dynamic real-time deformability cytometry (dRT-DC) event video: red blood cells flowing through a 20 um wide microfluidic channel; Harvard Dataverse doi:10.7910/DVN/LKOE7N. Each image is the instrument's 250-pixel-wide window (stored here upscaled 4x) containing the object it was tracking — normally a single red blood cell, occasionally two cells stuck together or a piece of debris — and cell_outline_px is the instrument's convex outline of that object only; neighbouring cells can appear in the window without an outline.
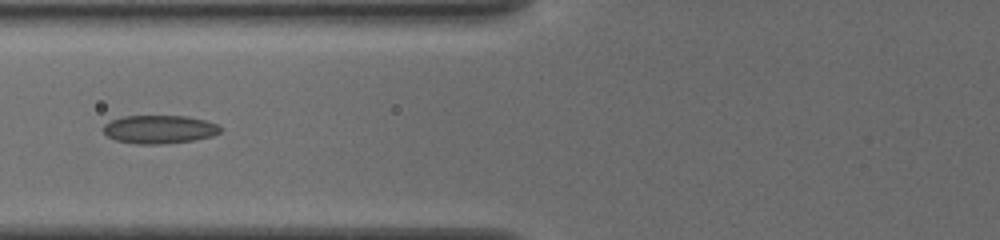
{"species": "common noctule bat (a hibernating species)", "species_latin": "Nyctalus noctula", "temperature_condition": "cold", "stored_images_in_passage": 21, "camera_frame_rate_fps": 3000, "um_per_image_px": 0.085, "animal": {"sex": "female", "body_mass_g": 19.5, "forearm_length_mm": 54.1}, "frame": {"image": 1, "passage_image": 15, "time_ms": 4.667, "image_size_px": [1000, 240], "cell_outline_px": [[220, 132], [212, 136], [192, 140], [160, 144], [136, 144], [116, 140], [108, 136], [104, 132], [104, 124], [112, 120], [124, 116], [188, 116], [204, 120], [216, 124], [220, 128]], "centroid_in_image_um": [13.53, 10.99], "position_along_channel_um": 112.3, "area_um2": 19.07}}
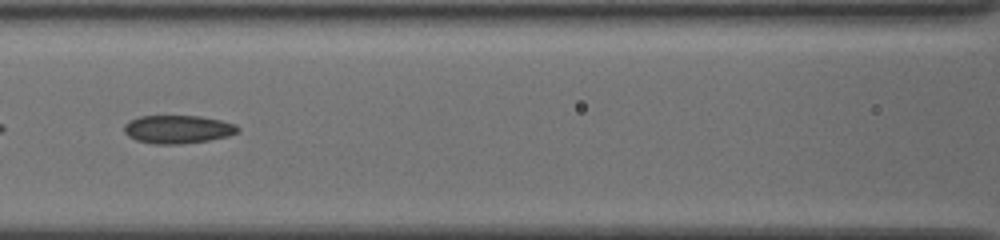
{"frame": {"image": 2, "passage_image": 18, "time_ms": 5.667, "image_size_px": [1000, 240], "cell_outline_px": [[240, 132], [228, 136], [208, 140], [180, 144], [152, 144], [136, 140], [128, 136], [124, 132], [124, 124], [128, 120], [140, 116], [200, 116], [220, 120], [236, 124], [240, 128]], "centroid_in_image_um": [15.11, 10.99], "position_along_channel_um": 151.5, "area_um2": 18.84}}